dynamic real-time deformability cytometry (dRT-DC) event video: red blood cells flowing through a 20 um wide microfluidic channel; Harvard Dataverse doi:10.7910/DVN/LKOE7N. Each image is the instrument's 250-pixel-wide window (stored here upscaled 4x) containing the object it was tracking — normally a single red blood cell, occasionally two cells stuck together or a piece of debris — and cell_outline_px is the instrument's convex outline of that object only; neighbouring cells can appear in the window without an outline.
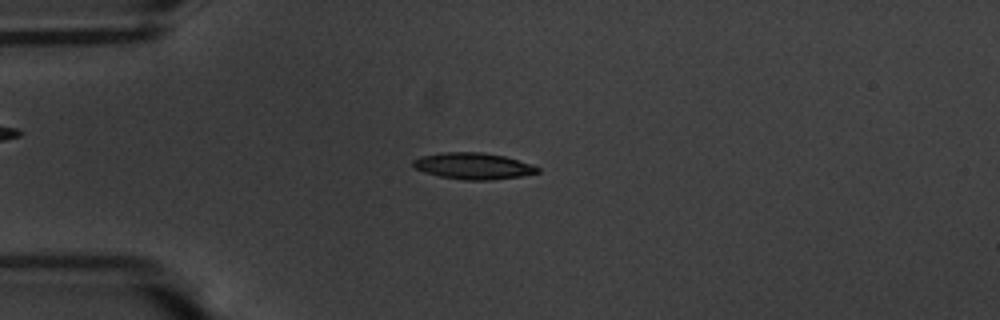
{"species": "common noctule bat (a hibernating species)", "species_latin": "Nyctalus noctula", "temperature_condition": "warm", "stored_images_in_passage": 56, "camera_frame_rate_fps": 3000, "um_per_image_px": 0.085, "animal": {"sex": "male", "body_mass_g": 20.1, "forearm_length_mm": 53.5}, "frame": {"image": 1, "passage_image": 14, "time_ms": 4.333, "image_size_px": [1000, 320], "cell_outline_px": [[540, 172], [520, 176], [492, 180], [464, 180], [440, 176], [424, 172], [416, 168], [412, 164], [412, 160], [420, 156], [444, 152], [480, 152], [504, 156], [540, 168]], "centroid_in_image_um": [40.18, 14.11], "position_along_channel_um": 44.8, "area_um2": 18.96}}
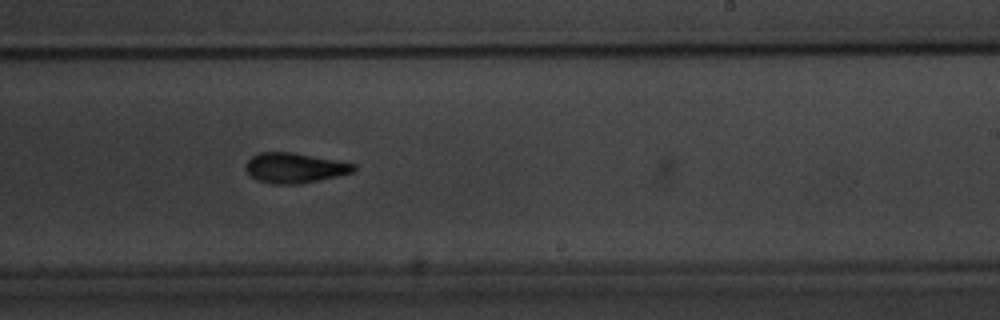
{"frame": {"image": 2, "passage_image": 34, "time_ms": 11.0, "image_size_px": [1000, 320], "cell_outline_px": [[356, 168], [352, 172], [336, 176], [300, 184], [272, 184], [260, 180], [252, 176], [244, 168], [244, 164], [252, 156], [260, 152], [292, 152], [336, 160], [356, 164]], "centroid_in_image_um": [25.02, 14.26], "position_along_channel_um": 264.0, "area_um2": 18.79}}
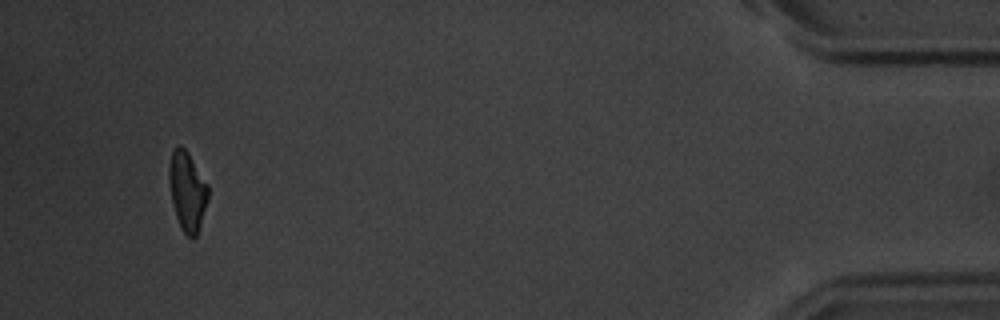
{"frame": {"image": 3, "passage_image": 53, "time_ms": 17.333, "image_size_px": [1000, 320], "cell_outline_px": [[208, 200], [196, 236], [192, 240], [180, 228], [172, 204], [168, 180], [168, 168], [172, 152], [176, 144], [180, 144], [188, 152], [208, 184]], "centroid_in_image_um": [15.9, 16.23], "position_along_channel_um": 419.3, "area_um2": 18.21}, "authors_computed_cell_mechanics": {"area_um2": 18.6694, "velocity_mm_per_s": 3.5869, "shape_relaxation_time_tau1_ms": 4.8866, "shape_relaxation_time_tau2_ms": 3.3349, "deformation_change_tau1": 0.1754, "deformation_change_tau2": 0.1124}}